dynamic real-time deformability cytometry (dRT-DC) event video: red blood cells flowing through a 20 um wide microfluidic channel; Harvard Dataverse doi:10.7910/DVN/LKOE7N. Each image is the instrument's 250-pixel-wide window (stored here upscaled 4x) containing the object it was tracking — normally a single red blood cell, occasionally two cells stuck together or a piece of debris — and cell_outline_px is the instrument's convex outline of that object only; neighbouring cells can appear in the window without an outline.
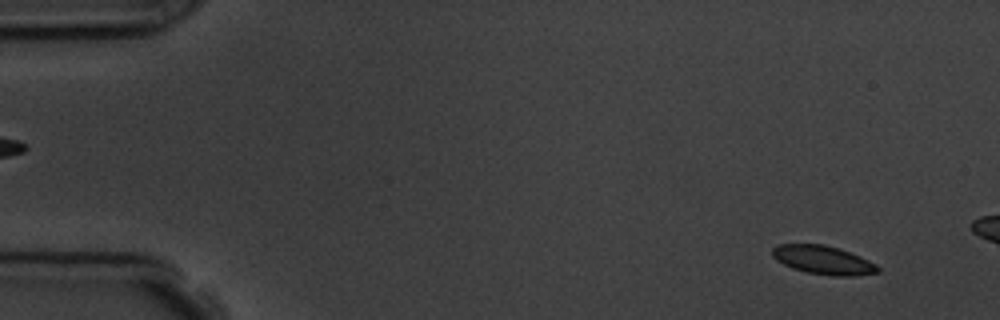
{"species": "common noctule bat (a hibernating species)", "species_latin": "Nyctalus noctula", "temperature_condition": "room temperature", "stored_images_in_passage": 3, "camera_frame_rate_fps": 3000, "um_per_image_px": 0.085, "animal": {"sex": "male", "body_mass_g": 19.5, "forearm_length_mm": 54.6}, "frame": {"image": 1, "passage_image": 1, "time_ms": 0.0, "image_size_px": [1000, 320], "cell_outline_px": [[880, 272], [856, 276], [836, 276], [808, 272], [792, 268], [776, 260], [772, 256], [772, 248], [776, 244], [824, 244], [840, 248], [860, 256], [876, 264], [880, 268]], "centroid_in_image_um": [69.98, 22.09], "position_along_channel_um": 15.0, "area_um2": 17.69}}